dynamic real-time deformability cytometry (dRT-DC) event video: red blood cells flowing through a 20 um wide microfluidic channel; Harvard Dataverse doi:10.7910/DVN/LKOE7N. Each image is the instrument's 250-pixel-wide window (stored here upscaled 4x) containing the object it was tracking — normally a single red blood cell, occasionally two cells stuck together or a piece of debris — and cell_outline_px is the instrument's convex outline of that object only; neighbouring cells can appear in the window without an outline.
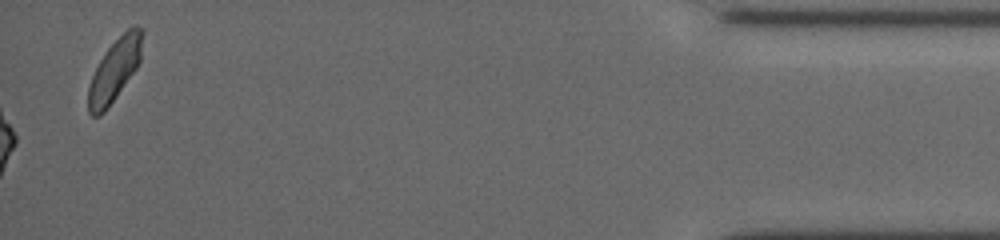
{"species": "common noctule bat (a hibernating species)", "species_latin": "Nyctalus noctula", "temperature_condition": "cold", "stored_images_in_passage": 45, "camera_frame_rate_fps": 3000, "um_per_image_px": 0.085, "animal": {"sex": "female", "body_mass_g": 19.5, "forearm_length_mm": 54.1}, "frame": {"image": 1, "passage_image": 45, "time_ms": 14.667, "image_size_px": [1000, 240], "cell_outline_px": [[144, 32], [140, 60], [136, 68], [104, 112], [100, 116], [92, 116], [88, 112], [88, 88], [92, 76], [100, 60], [108, 48], [132, 24], [136, 24], [144, 28]], "centroid_in_image_um": [9.77, 5.91], "position_along_channel_um": 425.4, "area_um2": 19.42}, "authors_computed_cell_mechanics": {"area_um2": 18.0336, "velocity_mm_per_s": 3.7793, "shape_relaxation_time_tau1_ms": 4.7903, "shape_relaxation_time_tau2_ms": 4.1038, "deformation_change_tau1": 0.1618, "deformation_change_tau2": 0.12}}